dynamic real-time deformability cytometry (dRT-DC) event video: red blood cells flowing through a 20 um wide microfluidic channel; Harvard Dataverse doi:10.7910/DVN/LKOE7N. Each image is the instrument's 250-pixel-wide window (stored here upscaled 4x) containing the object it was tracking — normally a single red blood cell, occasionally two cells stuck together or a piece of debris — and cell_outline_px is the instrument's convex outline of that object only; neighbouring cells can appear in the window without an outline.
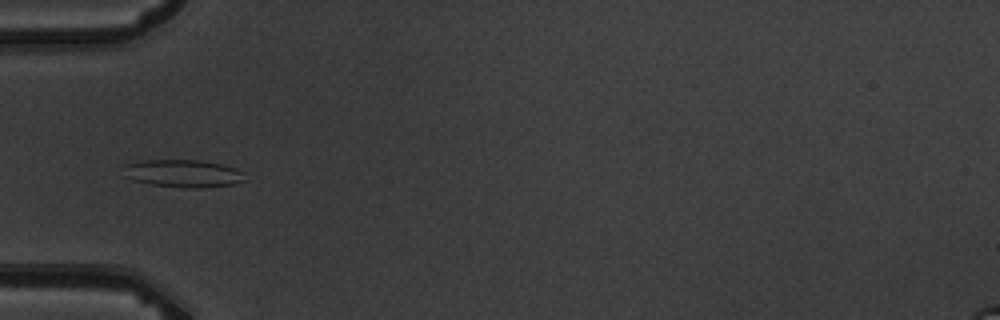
{"species": "common noctule bat (a hibernating species)", "species_latin": "Nyctalus noctula", "temperature_condition": "warm", "stored_images_in_passage": 10, "camera_frame_rate_fps": 3000, "um_per_image_px": 0.085, "animal": {"sex": "male", "body_mass_g": 19.5, "forearm_length_mm": 54.6}, "frame": {"image": 1, "passage_image": 5, "time_ms": 4.667, "image_size_px": [1000, 320], "cell_outline_px": [[248, 180], [236, 184], [204, 188], [180, 188], [152, 184], [132, 180], [124, 176], [124, 164], [144, 160], [200, 160], [224, 164], [236, 168], [244, 172]], "centroid_in_image_um": [15.63, 14.75], "position_along_channel_um": 69.4, "area_um2": 20.06}}
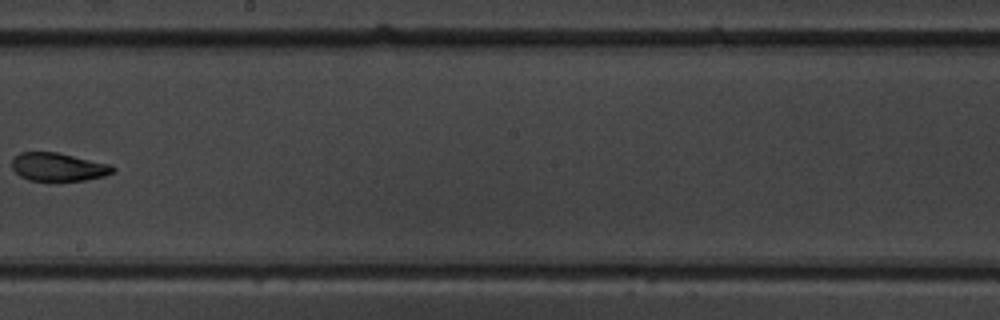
{"frame": {"image": 2, "passage_image": 9, "time_ms": 9.333, "image_size_px": [1000, 320], "cell_outline_px": [[116, 168], [112, 172], [104, 176], [84, 180], [28, 180], [20, 176], [12, 168], [12, 160], [20, 152], [56, 152], [112, 164]], "centroid_in_image_um": [4.96, 14.18], "position_along_channel_um": 243.2, "area_um2": 16.47}}
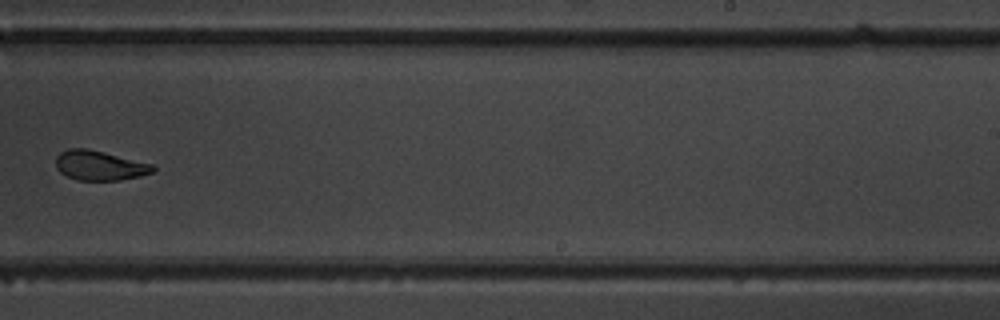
{"frame": {"image": 3, "passage_image": 10, "time_ms": 10.333, "image_size_px": [1000, 320], "cell_outline_px": [[156, 168], [152, 172], [140, 176], [120, 180], [76, 180], [60, 172], [56, 168], [56, 156], [60, 152], [68, 148], [88, 148], [152, 164]], "centroid_in_image_um": [8.44, 14.06], "position_along_channel_um": 280.6, "area_um2": 16.76}}